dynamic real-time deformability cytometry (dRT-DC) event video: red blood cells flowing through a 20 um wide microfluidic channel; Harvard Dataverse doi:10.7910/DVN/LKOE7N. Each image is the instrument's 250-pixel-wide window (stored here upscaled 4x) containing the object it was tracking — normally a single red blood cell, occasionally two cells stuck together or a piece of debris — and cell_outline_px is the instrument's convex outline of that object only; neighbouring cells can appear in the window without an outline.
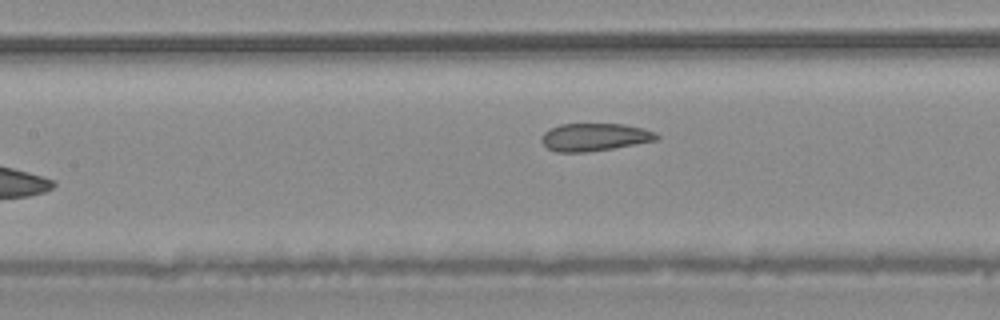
{"species": "common noctule bat (a hibernating species)", "species_latin": "Nyctalus noctula", "temperature_condition": "warm", "stored_images_in_passage": 7, "camera_frame_rate_fps": 3000, "um_per_image_px": 0.085, "animal": {"sex": "male", "body_mass_g": 20.4}, "frame": {"image": 1, "passage_image": 6, "time_ms": 1.667, "image_size_px": [1000, 320], "cell_outline_px": [[660, 140], [588, 152], [556, 152], [548, 148], [540, 140], [540, 136], [544, 132], [560, 124], [624, 124], [644, 128], [656, 132], [660, 136]], "centroid_in_image_um": [50.57, 11.65], "position_along_channel_um": 156.8, "area_um2": 18.73}}
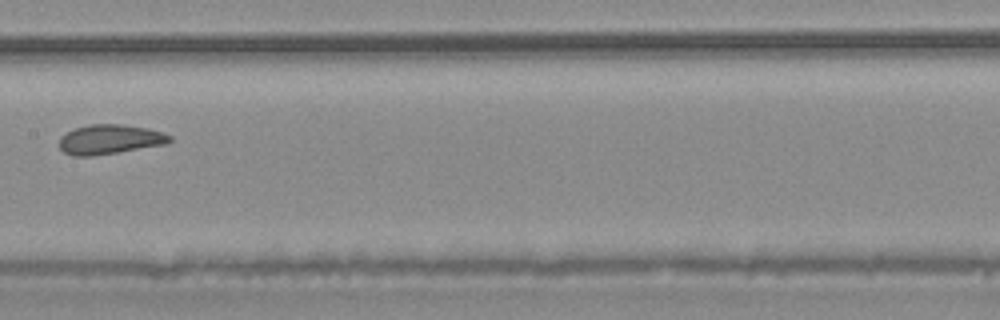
{"frame": {"image": 2, "passage_image": 7, "time_ms": 2.0, "image_size_px": [1000, 320], "cell_outline_px": [[172, 140], [164, 144], [120, 152], [92, 156], [72, 156], [64, 152], [60, 148], [60, 136], [76, 128], [88, 124], [120, 124], [148, 128], [172, 136]], "centroid_in_image_um": [9.32, 11.85], "position_along_channel_um": 198.1, "area_um2": 18.96}}